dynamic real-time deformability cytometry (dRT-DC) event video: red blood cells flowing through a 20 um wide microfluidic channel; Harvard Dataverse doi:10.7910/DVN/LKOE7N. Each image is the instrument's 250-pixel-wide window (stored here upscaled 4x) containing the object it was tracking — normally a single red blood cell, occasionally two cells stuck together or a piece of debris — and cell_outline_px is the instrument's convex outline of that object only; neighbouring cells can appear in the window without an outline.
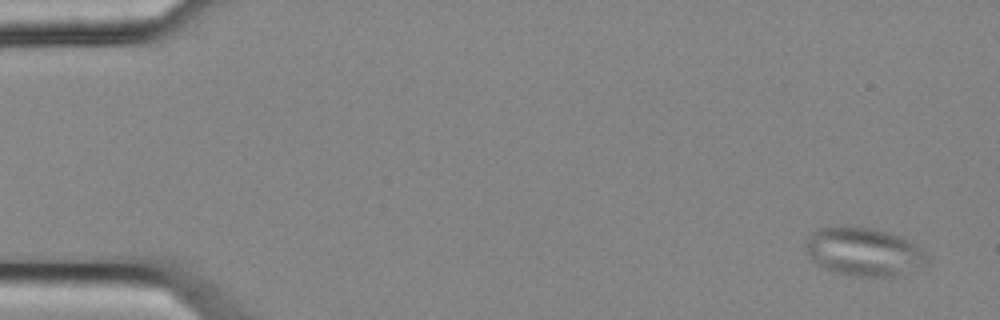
{"species": "common noctule bat (a hibernating species)", "species_latin": "Nyctalus noctula", "temperature_condition": "cold", "stored_images_in_passage": 6, "camera_frame_rate_fps": 3000, "um_per_image_px": 0.085, "animal": {"sex": "female", "body_mass_g": 25.1}, "frame": {"image": 1, "passage_image": 1, "time_ms": 0.0, "image_size_px": [1000, 320], "cell_outline_px": [[928, 260], [924, 264], [900, 276], [852, 276], [836, 272], [824, 268], [812, 260], [804, 248], [804, 240], [812, 232], [820, 228], [852, 224], [872, 228], [888, 232], [900, 236], [908, 240], [920, 248], [924, 252]], "centroid_in_image_um": [73.36, 21.37], "position_along_channel_um": 11.6, "area_um2": 34.51}}